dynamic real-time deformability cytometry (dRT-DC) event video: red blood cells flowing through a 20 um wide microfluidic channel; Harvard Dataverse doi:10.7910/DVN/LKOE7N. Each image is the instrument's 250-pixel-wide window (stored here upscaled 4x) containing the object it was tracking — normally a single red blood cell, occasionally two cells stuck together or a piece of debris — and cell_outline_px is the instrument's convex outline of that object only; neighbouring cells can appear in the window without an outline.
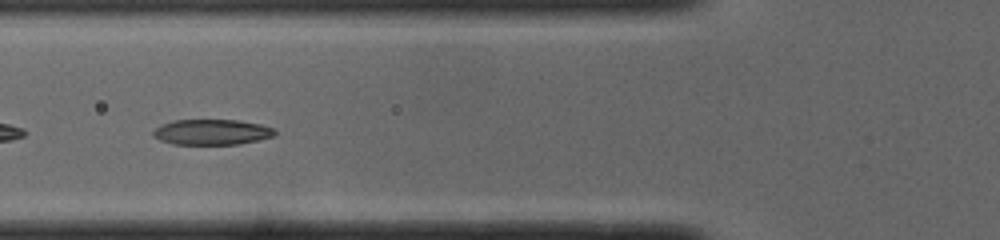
{"species": "common noctule bat (a hibernating species)", "species_latin": "Nyctalus noctula", "temperature_condition": "cold", "stored_images_in_passage": 38, "camera_frame_rate_fps": 3000, "um_per_image_px": 0.085, "animal": {"sex": "male", "body_mass_g": 19.0, "forearm_length_mm": 50.8}, "frame": {"image": 1, "passage_image": 6, "time_ms": 1.667, "image_size_px": [1000, 240], "cell_outline_px": [[276, 136], [260, 140], [240, 144], [172, 144], [160, 140], [152, 136], [152, 132], [156, 128], [172, 120], [236, 120], [260, 124], [276, 128]], "centroid_in_image_um": [18.05, 11.23], "position_along_channel_um": 107.8, "area_um2": 18.21}}
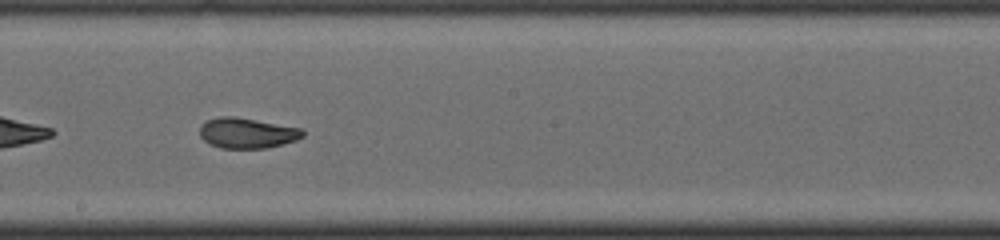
{"frame": {"image": 2, "passage_image": 15, "time_ms": 4.667, "image_size_px": [1000, 240], "cell_outline_px": [[304, 136], [296, 140], [268, 148], [220, 148], [208, 144], [200, 136], [200, 128], [208, 120], [220, 116], [232, 116], [300, 128], [304, 132]], "centroid_in_image_um": [20.99, 11.32], "position_along_channel_um": 227.2, "area_um2": 18.03}}
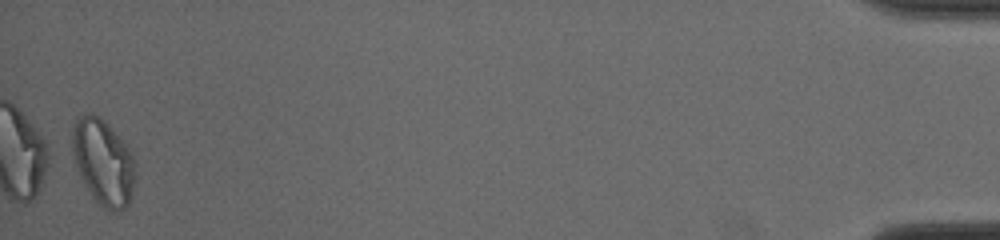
{"frame": {"image": 3, "passage_image": 37, "time_ms": 12.0, "image_size_px": [1000, 240], "cell_outline_px": [[136, 164], [132, 192], [128, 204], [120, 212], [108, 212], [92, 196], [80, 176], [76, 168], [72, 152], [72, 132], [76, 120], [80, 116], [88, 112], [100, 116], [104, 120], [128, 148]], "centroid_in_image_um": [8.76, 13.79], "position_along_channel_um": 426.4, "area_um2": 31.39}, "authors_computed_cell_mechanics": {"area_um2": 19.0451, "velocity_mm_per_s": 3.9863, "shape_relaxation_time_tau1_ms": 6.1815, "shape_relaxation_time_tau2_ms": 2.0905, "deformation_change_tau1": 0.2369, "deformation_change_tau2": 0.0553}}